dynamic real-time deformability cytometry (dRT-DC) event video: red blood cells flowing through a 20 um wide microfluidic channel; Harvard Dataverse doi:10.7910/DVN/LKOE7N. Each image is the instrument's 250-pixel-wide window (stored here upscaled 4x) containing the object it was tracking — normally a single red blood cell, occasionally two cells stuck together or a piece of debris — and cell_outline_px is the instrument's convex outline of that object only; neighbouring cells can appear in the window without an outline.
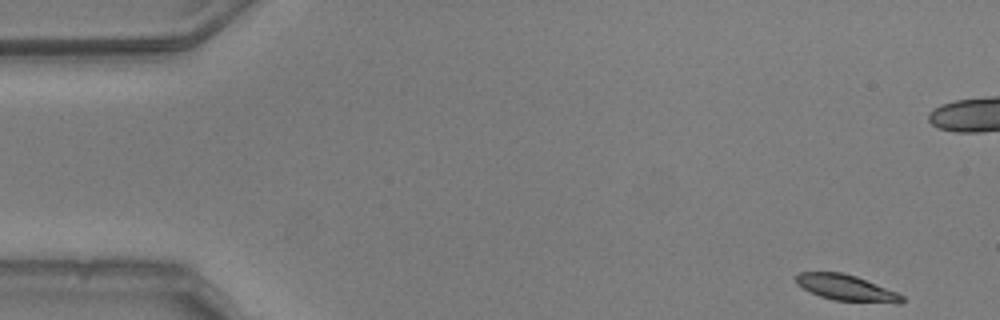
{"species": "common noctule bat (a hibernating species)", "species_latin": "Nyctalus noctula", "temperature_condition": "warm", "stored_images_in_passage": 53, "camera_frame_rate_fps": 3000, "um_per_image_px": 0.085, "animal": {"sex": "male", "body_mass_g": 20.5, "forearm_length_mm": 52.5}, "frame": {"image": 1, "passage_image": 1, "time_ms": 0.0, "image_size_px": [1000, 320], "cell_outline_px": [[904, 300], [900, 304], [896, 304], [832, 300], [820, 296], [796, 284], [796, 276], [800, 272], [840, 272], [856, 276], [896, 292], [904, 296]], "centroid_in_image_um": [71.97, 24.48], "position_along_channel_um": 13.0, "area_um2": 16.01}}
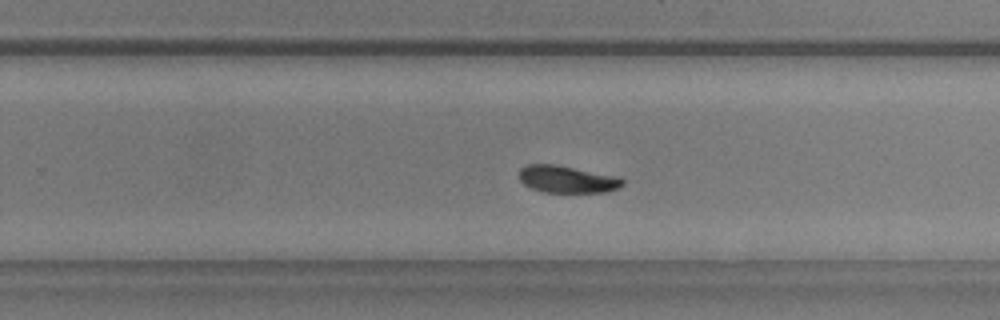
{"frame": {"image": 2, "passage_image": 32, "time_ms": 10.333, "image_size_px": [1000, 320], "cell_outline_px": [[624, 184], [608, 192], [544, 192], [532, 188], [524, 184], [520, 180], [520, 168], [528, 164], [556, 164], [620, 176], [624, 180]], "centroid_in_image_um": [48.24, 15.22], "position_along_channel_um": 281.6, "area_um2": 16.47}}
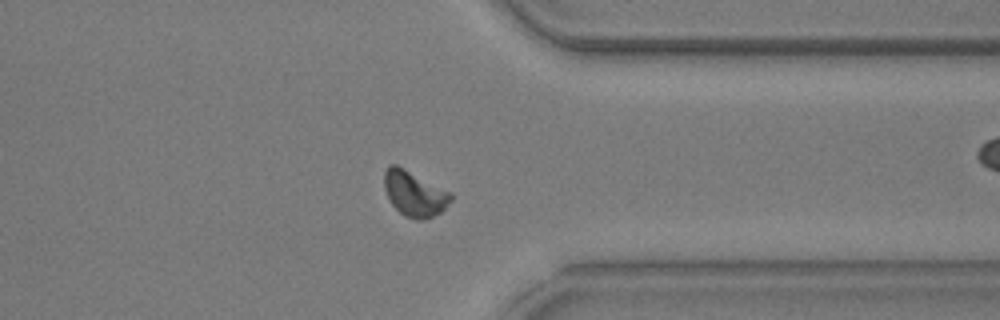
{"frame": {"image": 3, "passage_image": 40, "time_ms": 13.0, "image_size_px": [1000, 320], "cell_outline_px": [[452, 200], [440, 212], [424, 220], [416, 220], [404, 216], [392, 204], [384, 188], [384, 172], [388, 164], [396, 164], [452, 192]], "centroid_in_image_um": [35.22, 16.45], "position_along_channel_um": 376.2, "area_um2": 17.63}, "authors_computed_cell_mechanics": {"area_um2": 16.5886, "velocity_mm_per_s": 3.7358, "shape_relaxation_time_tau1_ms": 2.8332, "shape_relaxation_time_tau2_ms": 11.0537, "deformation_change_tau1": 0.1186, "deformation_change_tau2": 0.1033}}